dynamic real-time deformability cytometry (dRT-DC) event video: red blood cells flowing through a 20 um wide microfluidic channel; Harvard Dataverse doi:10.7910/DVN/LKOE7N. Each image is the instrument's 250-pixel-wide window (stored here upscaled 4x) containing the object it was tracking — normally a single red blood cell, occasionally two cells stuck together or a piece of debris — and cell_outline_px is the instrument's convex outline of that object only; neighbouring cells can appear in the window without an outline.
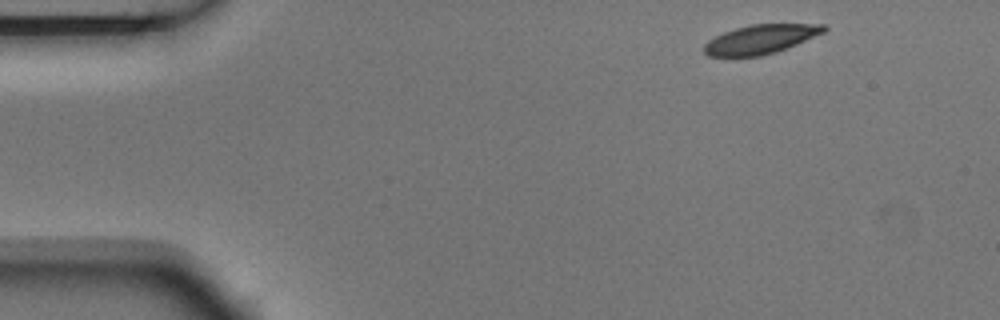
{"species": "Egyptian fruit bat (a non-hibernating species)", "species_latin": "Rousettus aegyptiacus", "temperature_condition": "room temperature", "stored_images_in_passage": 7, "camera_frame_rate_fps": 3000, "um_per_image_px": 0.085, "animal": {"sex": "male"}, "frame": {"image": 1, "passage_image": 1, "time_ms": 0.0, "image_size_px": [1000, 320], "cell_outline_px": [[828, 28], [824, 32], [796, 44], [776, 52], [760, 56], [708, 56], [704, 52], [704, 44], [708, 40], [724, 32], [748, 24], [824, 24]], "centroid_in_image_um": [64.64, 3.33], "position_along_channel_um": 20.4, "area_um2": 20.17}}
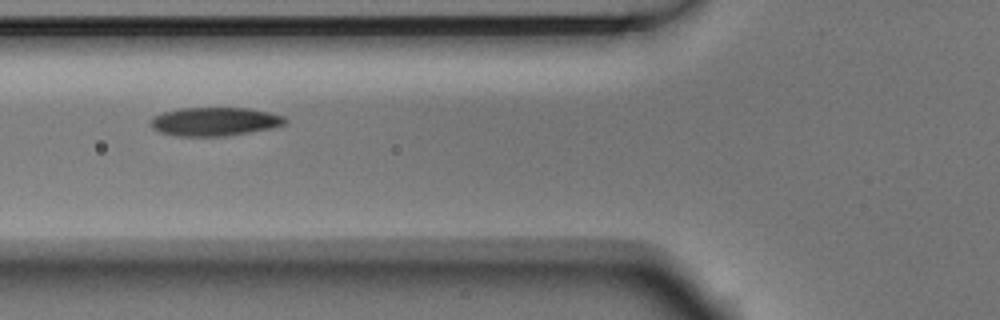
{"frame": {"image": 2, "passage_image": 5, "time_ms": 1.333, "image_size_px": [1000, 320], "cell_outline_px": [[288, 120], [284, 124], [272, 128], [224, 136], [176, 136], [160, 132], [152, 128], [152, 120], [156, 116], [164, 112], [180, 108], [248, 108], [268, 112], [284, 116]], "centroid_in_image_um": [18.27, 10.33], "position_along_channel_um": 107.5, "area_um2": 22.14}}
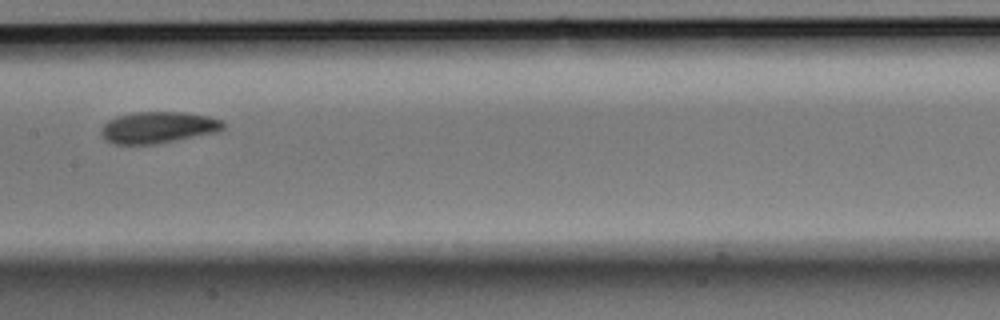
{"frame": {"image": 3, "passage_image": 7, "time_ms": 2.0, "image_size_px": [1000, 320], "cell_outline_px": [[224, 128], [220, 132], [156, 144], [116, 144], [108, 140], [100, 132], [104, 124], [108, 120], [116, 116], [132, 112], [184, 112], [208, 116], [220, 120], [224, 124]], "centroid_in_image_um": [13.47, 10.83], "position_along_channel_um": 193.9, "area_um2": 22.43}}